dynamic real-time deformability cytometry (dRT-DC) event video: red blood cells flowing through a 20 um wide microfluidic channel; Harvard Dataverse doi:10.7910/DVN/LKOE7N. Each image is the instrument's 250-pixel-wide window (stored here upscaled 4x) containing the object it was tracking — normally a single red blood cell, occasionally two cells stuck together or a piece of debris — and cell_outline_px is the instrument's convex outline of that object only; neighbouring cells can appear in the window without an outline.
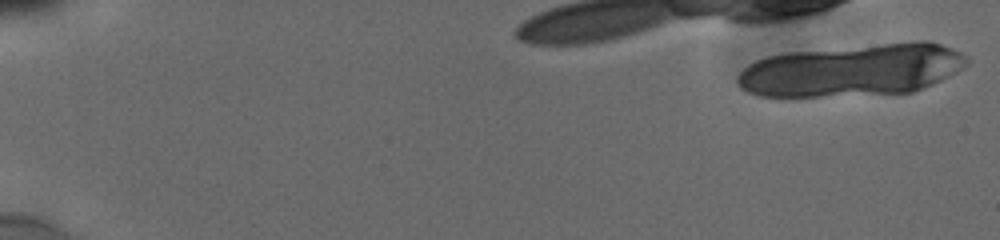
{"species": "human", "species_latin": "Homo sapiens", "temperature_condition": "cold", "stored_images_in_passage": 5, "camera_frame_rate_fps": 3000, "um_per_image_px": 0.085, "donor": {"sex": "male"}, "frame": {"image": 1, "passage_image": 1, "time_ms": 0.0, "image_size_px": [1000, 240], "cell_outline_px": [[968, 64], [956, 72], [932, 84], [912, 92], [820, 96], [760, 96], [748, 92], [736, 80], [736, 76], [748, 64], [756, 60], [768, 56], [788, 52], [920, 40], [928, 40], [940, 44], [960, 52], [968, 60]], "centroid_in_image_um": [72.44, 5.95], "position_along_channel_um": 12.6, "area_um2": 69.36}}